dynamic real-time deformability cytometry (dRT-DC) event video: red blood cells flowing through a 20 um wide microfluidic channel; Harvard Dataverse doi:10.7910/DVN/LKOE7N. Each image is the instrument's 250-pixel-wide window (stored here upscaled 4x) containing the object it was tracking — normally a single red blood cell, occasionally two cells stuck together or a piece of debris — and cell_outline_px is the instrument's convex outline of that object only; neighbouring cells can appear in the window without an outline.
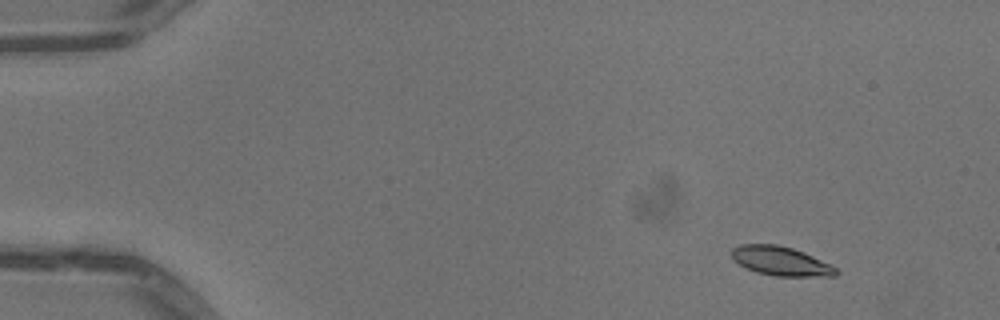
{"species": "common noctule bat (a hibernating species)", "species_latin": "Nyctalus noctula", "temperature_condition": "warm", "stored_images_in_passage": 52, "camera_frame_rate_fps": 3000, "um_per_image_px": 0.085, "animal": {"sex": "male", "body_mass_g": 13.3}, "frame": {"image": 1, "passage_image": 6, "time_ms": 1.667, "image_size_px": [1000, 320], "cell_outline_px": [[840, 272], [836, 276], [776, 276], [756, 272], [732, 260], [732, 248], [740, 244], [776, 244], [792, 248], [804, 252], [832, 264]], "centroid_in_image_um": [66.4, 22.19], "position_along_channel_um": 18.6, "area_um2": 17.8}}
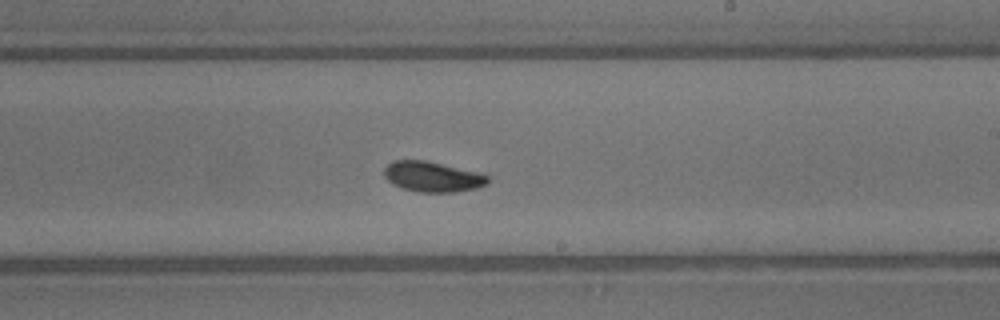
{"frame": {"image": 2, "passage_image": 32, "time_ms": 10.333, "image_size_px": [1000, 320], "cell_outline_px": [[488, 184], [476, 188], [456, 192], [420, 192], [404, 188], [392, 184], [384, 176], [384, 168], [392, 160], [424, 160], [480, 172], [488, 176]], "centroid_in_image_um": [36.77, 15.01], "position_along_channel_um": 252.2, "area_um2": 18.32}}
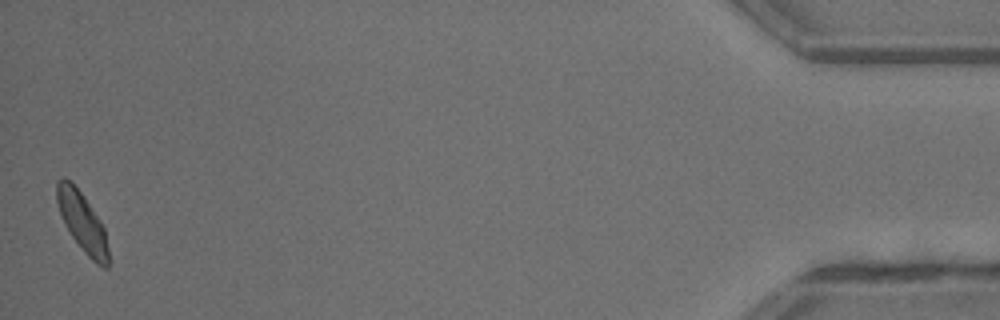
{"frame": {"image": 3, "passage_image": 52, "time_ms": 17.0, "image_size_px": [1000, 320], "cell_outline_px": [[108, 268], [104, 268], [96, 264], [84, 252], [72, 236], [64, 224], [56, 200], [56, 180], [64, 176], [80, 192], [100, 220], [104, 228], [108, 248]], "centroid_in_image_um": [6.98, 18.89], "position_along_channel_um": 428.2, "area_um2": 17.51}, "authors_computed_cell_mechanics": {"area_um2": 17.8313, "velocity_mm_per_s": 4.0271, "shape_relaxation_time_tau1_ms": 2.2732, "shape_relaxation_time_tau2_ms": 3.1495, "deformation_change_tau1": 0.0926, "deformation_change_tau2": 0.0717}}